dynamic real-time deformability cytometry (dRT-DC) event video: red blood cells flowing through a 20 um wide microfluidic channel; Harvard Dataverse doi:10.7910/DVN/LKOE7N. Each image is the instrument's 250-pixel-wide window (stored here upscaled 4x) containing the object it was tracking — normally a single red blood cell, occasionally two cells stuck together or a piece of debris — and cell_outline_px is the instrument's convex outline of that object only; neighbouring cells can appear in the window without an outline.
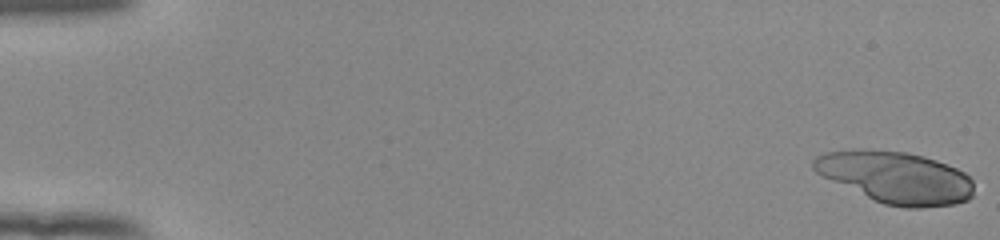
{"species": "human", "species_latin": "Homo sapiens", "temperature_condition": "room temperature", "stored_images_in_passage": 53, "camera_frame_rate_fps": 3000, "um_per_image_px": 0.085, "donor": {"sex": "female"}, "frame": {"image": 1, "passage_image": 1, "time_ms": 0.0, "image_size_px": [1000, 240], "cell_outline_px": [[972, 196], [968, 200], [956, 204], [920, 208], [904, 208], [884, 204], [824, 176], [816, 172], [812, 168], [812, 160], [816, 156], [824, 152], [860, 148], [908, 152], [924, 156], [936, 160], [956, 168], [964, 172], [972, 180]], "centroid_in_image_um": [76.15, 15.06], "position_along_channel_um": 8.8, "area_um2": 48.26}}